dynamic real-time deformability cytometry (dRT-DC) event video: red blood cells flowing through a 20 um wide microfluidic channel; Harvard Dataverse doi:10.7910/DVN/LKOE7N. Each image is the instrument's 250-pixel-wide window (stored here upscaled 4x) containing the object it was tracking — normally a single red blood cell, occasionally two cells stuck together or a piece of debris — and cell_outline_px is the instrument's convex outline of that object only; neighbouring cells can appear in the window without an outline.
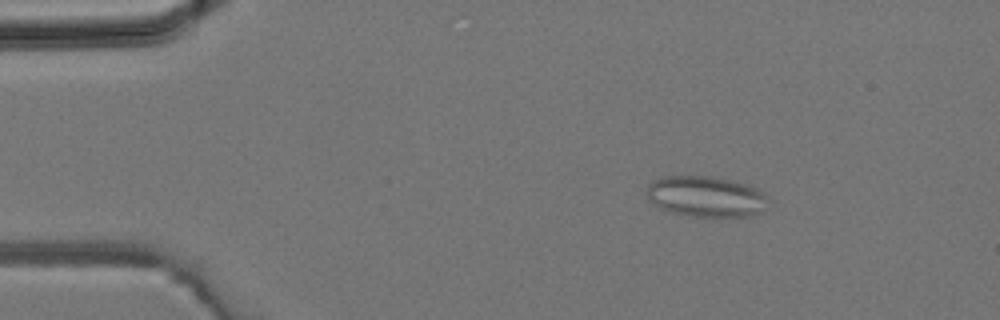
{"species": "common noctule bat (a hibernating species)", "species_latin": "Nyctalus noctula", "temperature_condition": "room temperature", "stored_images_in_passage": 42, "camera_frame_rate_fps": 3000, "um_per_image_px": 0.085, "animal": {"sex": "male", "body_mass_g": 19.2, "forearm_length_mm": 51.8}, "frame": {"image": 1, "passage_image": 7, "time_ms": 2.0, "image_size_px": [1000, 320], "cell_outline_px": [[772, 200], [760, 212], [752, 216], [692, 216], [672, 212], [660, 208], [652, 204], [648, 200], [644, 192], [648, 184], [652, 180], [660, 176], [708, 176], [728, 180], [744, 184], [756, 188], [764, 192]], "centroid_in_image_um": [59.97, 16.7], "position_along_channel_um": 25.0, "area_um2": 29.19}}
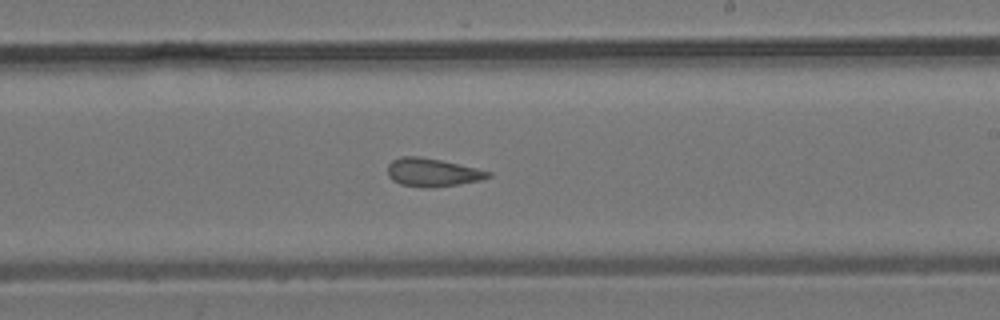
{"frame": {"image": 2, "passage_image": 25, "time_ms": 8.0, "image_size_px": [1000, 320], "cell_outline_px": [[492, 176], [480, 180], [456, 184], [428, 188], [420, 188], [400, 184], [392, 180], [388, 176], [388, 164], [392, 160], [400, 156], [420, 156], [440, 160], [476, 168], [492, 172]], "centroid_in_image_um": [36.71, 14.65], "position_along_channel_um": 252.3, "area_um2": 16.53}}
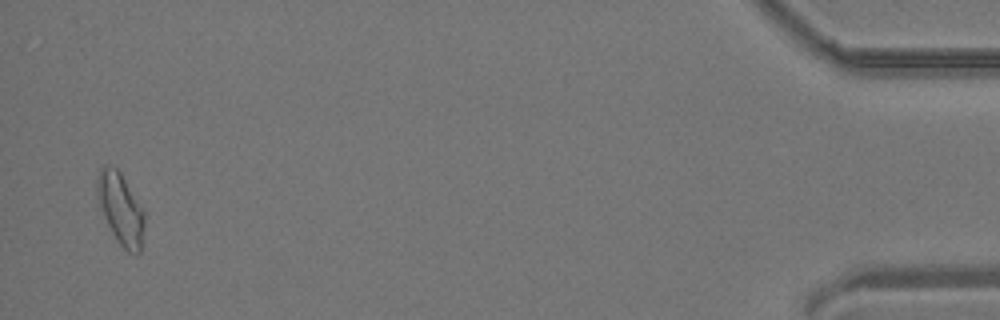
{"frame": {"image": 3, "passage_image": 41, "time_ms": 13.333, "image_size_px": [1000, 320], "cell_outline_px": [[144, 228], [140, 252], [128, 252], [120, 244], [112, 232], [100, 208], [96, 192], [96, 180], [100, 168], [104, 164], [116, 168], [120, 172], [144, 212]], "centroid_in_image_um": [10.23, 17.72], "position_along_channel_um": 425.0, "area_um2": 19.31}}